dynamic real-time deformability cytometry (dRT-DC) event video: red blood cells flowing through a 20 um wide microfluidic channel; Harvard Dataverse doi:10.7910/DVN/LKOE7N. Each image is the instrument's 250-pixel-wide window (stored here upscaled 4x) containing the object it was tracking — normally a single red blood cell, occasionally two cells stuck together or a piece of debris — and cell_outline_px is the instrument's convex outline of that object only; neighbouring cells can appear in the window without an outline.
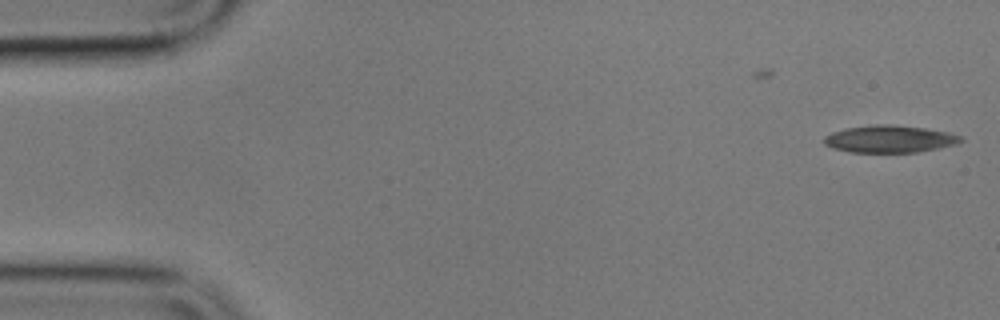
{"species": "common noctule bat (a hibernating species)", "species_latin": "Nyctalus noctula", "temperature_condition": "cold", "stored_images_in_passage": 2, "camera_frame_rate_fps": 3000, "um_per_image_px": 0.085, "animal": {"sex": "male", "body_mass_g": 17.9}, "frame": {"image": 1, "passage_image": 2, "time_ms": 1.333, "image_size_px": [1000, 320], "cell_outline_px": [[964, 140], [956, 144], [940, 148], [916, 152], [848, 152], [832, 148], [824, 144], [824, 136], [832, 132], [844, 128], [876, 124], [888, 124], [924, 128], [948, 132], [960, 136]], "centroid_in_image_um": [75.59, 11.81], "position_along_channel_um": 9.4, "area_um2": 21.73}}